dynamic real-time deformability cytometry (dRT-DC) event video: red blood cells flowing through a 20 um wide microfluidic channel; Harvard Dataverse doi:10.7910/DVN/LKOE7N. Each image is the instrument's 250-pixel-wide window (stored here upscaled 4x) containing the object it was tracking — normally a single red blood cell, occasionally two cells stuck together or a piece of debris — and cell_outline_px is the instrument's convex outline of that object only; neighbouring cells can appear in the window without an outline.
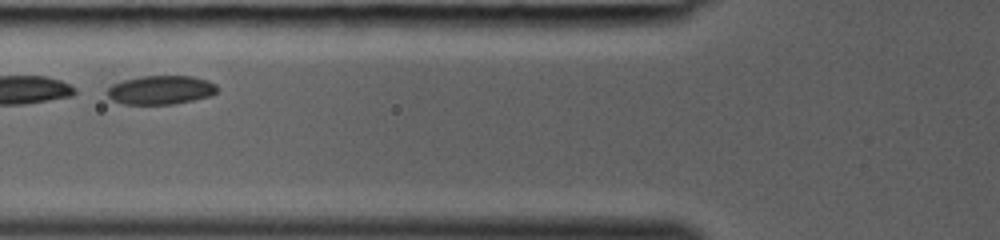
{"species": "common noctule bat (a hibernating species)", "species_latin": "Nyctalus noctula", "temperature_condition": "room temperature", "stored_images_in_passage": 22, "camera_frame_rate_fps": 3000, "um_per_image_px": 0.085, "animal": {"sex": "female", "body_mass_g": 19.0, "forearm_length_mm": 53.3}, "frame": {"image": 1, "passage_image": 4, "time_ms": 1.0, "image_size_px": [1000, 240], "cell_outline_px": [[216, 92], [212, 96], [172, 104], [124, 104], [112, 100], [108, 96], [108, 88], [112, 84], [124, 80], [140, 76], [192, 76], [208, 80], [216, 84]], "centroid_in_image_um": [13.67, 7.64], "position_along_channel_um": 112.1, "area_um2": 18.44}}
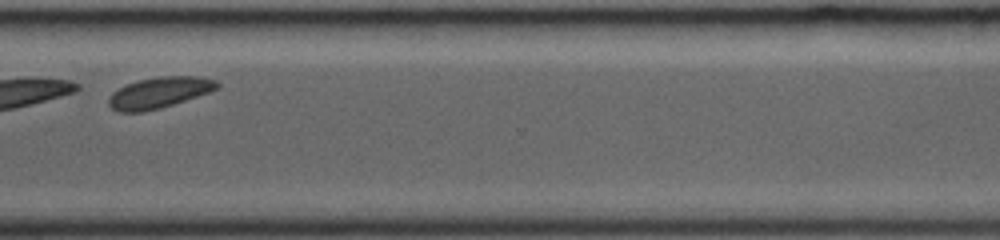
{"frame": {"image": 2, "passage_image": 19, "time_ms": 6.0, "image_size_px": [1000, 240], "cell_outline_px": [[220, 84], [216, 88], [208, 92], [160, 108], [140, 112], [120, 112], [112, 108], [108, 104], [108, 96], [112, 92], [128, 84], [140, 80], [160, 76], [196, 76], [216, 80]], "centroid_in_image_um": [13.5, 7.87], "position_along_channel_um": 357.1, "area_um2": 19.19}}